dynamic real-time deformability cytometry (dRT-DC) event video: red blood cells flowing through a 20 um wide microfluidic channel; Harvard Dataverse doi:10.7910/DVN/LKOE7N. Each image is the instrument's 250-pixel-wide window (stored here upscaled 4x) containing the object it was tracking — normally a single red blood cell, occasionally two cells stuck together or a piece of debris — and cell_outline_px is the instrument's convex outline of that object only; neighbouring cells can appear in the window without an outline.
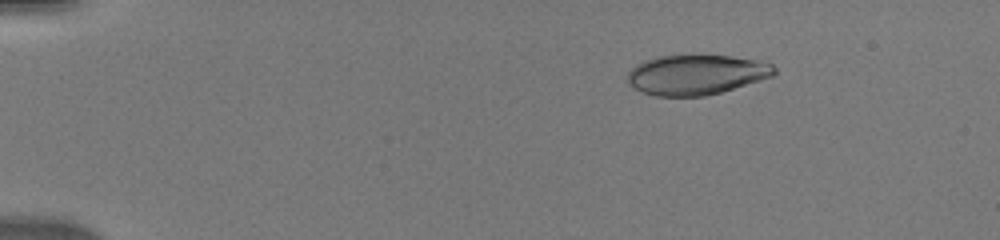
{"species": "human", "species_latin": "Homo sapiens", "temperature_condition": "warm", "stored_images_in_passage": 34, "camera_frame_rate_fps": 3000, "um_per_image_px": 0.085, "donor": {"sex": "male"}, "frame": {"image": 1, "passage_image": 2, "time_ms": 0.333, "image_size_px": [1000, 240], "cell_outline_px": [[752, 76], [748, 80], [740, 84], [716, 92], [688, 96], [672, 96], [636, 72], [640, 68], [648, 64], [660, 60], [676, 56], [720, 56], [744, 60]], "centroid_in_image_um": [59.15, 6.32], "position_along_channel_um": 25.9, "area_um2": 24.51}}
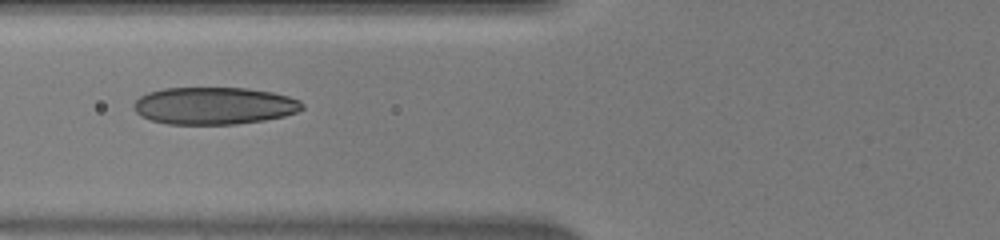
{"frame": {"image": 2, "passage_image": 15, "time_ms": 4.667, "image_size_px": [1000, 240], "cell_outline_px": [[300, 108], [292, 112], [276, 116], [252, 120], [220, 124], [184, 124], [160, 120], [148, 100], [148, 96], [156, 92], [176, 88], [232, 88], [264, 92], [280, 96], [292, 100]], "centroid_in_image_um": [18.49, 8.96], "position_along_channel_um": 107.3, "area_um2": 30.92}}
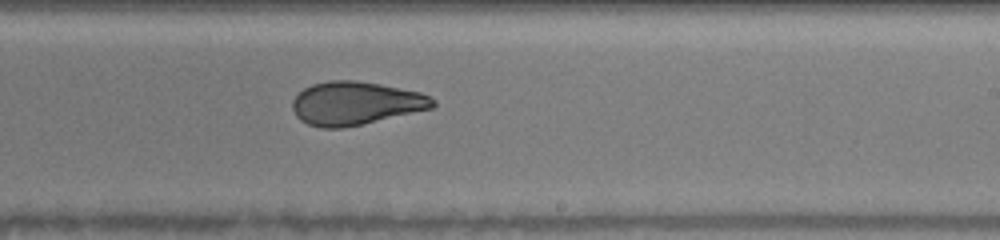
{"frame": {"image": 3, "passage_image": 26, "time_ms": 8.333, "image_size_px": [1000, 240], "cell_outline_px": [[432, 104], [424, 108], [356, 124], [312, 124], [304, 120], [300, 116], [296, 108], [296, 100], [300, 92], [308, 88], [320, 84], [372, 84], [412, 92], [424, 96], [432, 100]], "centroid_in_image_um": [30.21, 8.78], "position_along_channel_um": 258.8, "area_um2": 30.0}}